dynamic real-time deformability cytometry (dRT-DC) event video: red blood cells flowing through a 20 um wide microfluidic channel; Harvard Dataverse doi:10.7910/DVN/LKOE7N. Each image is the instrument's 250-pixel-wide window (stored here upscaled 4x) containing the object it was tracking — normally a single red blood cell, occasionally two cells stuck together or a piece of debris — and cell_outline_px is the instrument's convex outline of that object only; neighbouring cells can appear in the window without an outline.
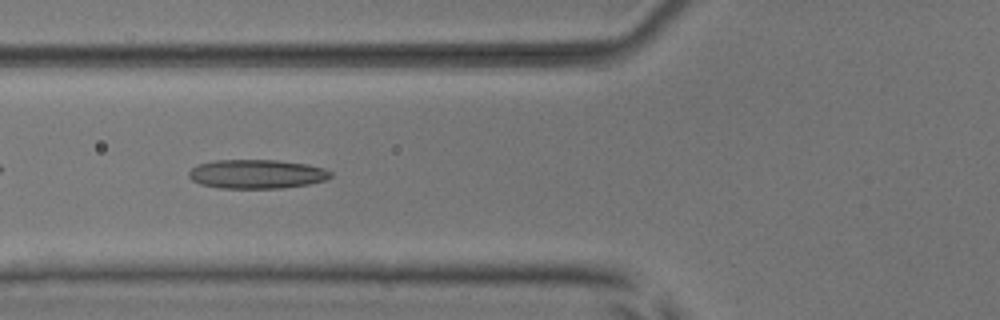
{"species": "common noctule bat (a hibernating species)", "species_latin": "Nyctalus noctula", "temperature_condition": "room temperature", "stored_images_in_passage": 39, "camera_frame_rate_fps": 3000, "um_per_image_px": 0.085, "animal": {"sex": "male", "body_mass_g": 17.9, "forearm_length_mm": 54.2}, "frame": {"image": 1, "passage_image": 6, "time_ms": 1.667, "image_size_px": [1000, 320], "cell_outline_px": [[332, 176], [324, 180], [308, 184], [280, 188], [220, 188], [200, 184], [192, 180], [188, 176], [188, 172], [196, 164], [216, 160], [276, 160], [308, 164], [324, 168], [332, 172]], "centroid_in_image_um": [21.8, 14.79], "position_along_channel_um": 104.0, "area_um2": 24.04}}
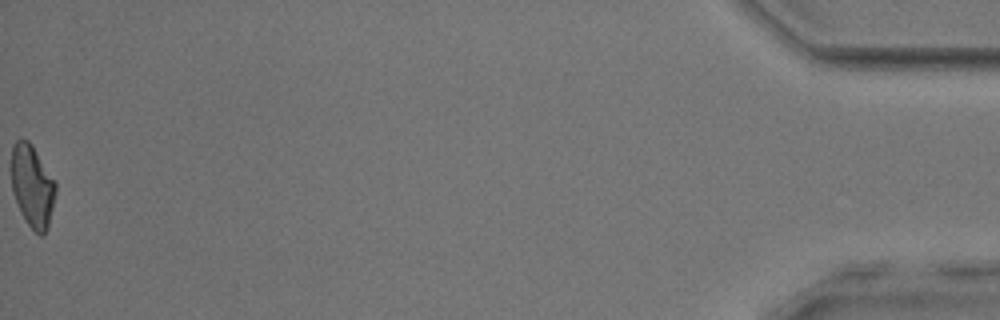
{"frame": {"image": 2, "passage_image": 39, "time_ms": 12.667, "image_size_px": [1000, 320], "cell_outline_px": [[56, 192], [48, 228], [44, 236], [40, 236], [28, 224], [20, 212], [12, 192], [12, 144], [16, 140], [28, 140], [32, 144], [56, 180]], "centroid_in_image_um": [2.77, 15.82], "position_along_channel_um": 432.4, "area_um2": 21.44}, "authors_computed_cell_mechanics": {"area_um2": 21.964, "velocity_mm_per_s": 3.8924, "shape_relaxation_time_tau1_ms": null, "shape_relaxation_time_tau2_ms": 3.8266, "deformation_change_tau1": null, "deformation_change_tau2": 0.1368}}